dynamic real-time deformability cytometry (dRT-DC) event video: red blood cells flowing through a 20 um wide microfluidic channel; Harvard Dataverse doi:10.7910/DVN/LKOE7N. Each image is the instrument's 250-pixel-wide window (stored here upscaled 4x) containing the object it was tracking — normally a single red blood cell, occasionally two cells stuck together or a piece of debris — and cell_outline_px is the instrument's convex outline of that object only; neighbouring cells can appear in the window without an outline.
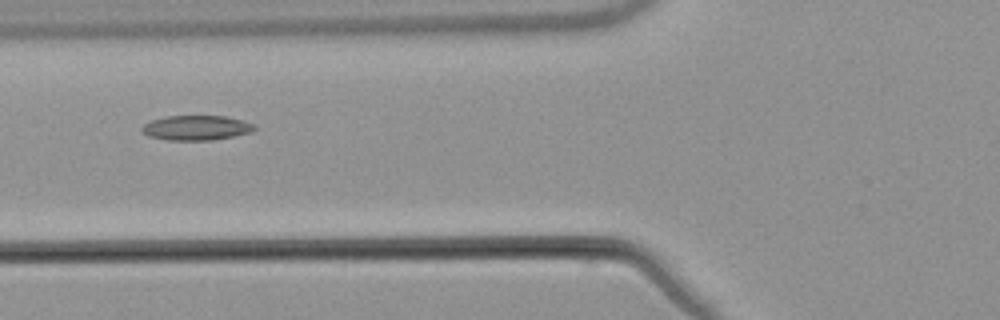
{"species": "common noctule bat (a hibernating species)", "species_latin": "Nyctalus noctula", "temperature_condition": "warm", "stored_images_in_passage": 5, "camera_frame_rate_fps": 3000, "um_per_image_px": 0.085, "animal": {"sex": "male", "body_mass_g": 21.5, "forearm_length_mm": 52.0}, "frame": {"image": 1, "passage_image": 4, "time_ms": 4.0, "image_size_px": [1000, 320], "cell_outline_px": [[256, 128], [252, 132], [212, 140], [168, 140], [148, 136], [140, 128], [144, 124], [152, 120], [164, 116], [224, 116], [256, 124]], "centroid_in_image_um": [16.68, 10.86], "position_along_channel_um": 109.1, "area_um2": 16.18}}
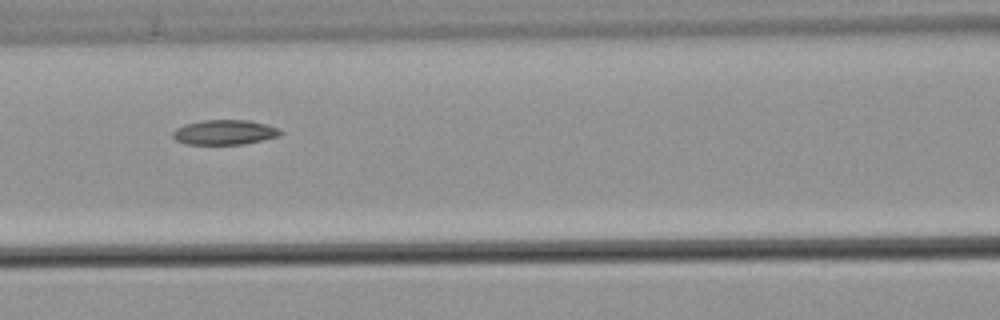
{"frame": {"image": 2, "passage_image": 5, "time_ms": 5.0, "image_size_px": [1000, 320], "cell_outline_px": [[284, 132], [280, 136], [264, 140], [244, 144], [184, 144], [176, 140], [172, 136], [172, 132], [176, 128], [184, 124], [204, 120], [248, 120], [280, 128]], "centroid_in_image_um": [19.11, 11.25], "position_along_channel_um": 147.5, "area_um2": 15.72}}